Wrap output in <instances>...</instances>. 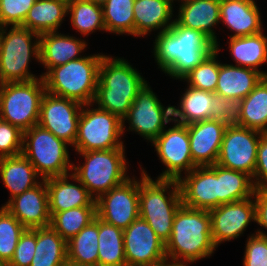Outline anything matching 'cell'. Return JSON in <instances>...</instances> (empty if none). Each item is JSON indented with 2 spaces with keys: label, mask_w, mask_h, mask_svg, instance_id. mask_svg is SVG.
<instances>
[{
  "label": "cell",
  "mask_w": 267,
  "mask_h": 266,
  "mask_svg": "<svg viewBox=\"0 0 267 266\" xmlns=\"http://www.w3.org/2000/svg\"><path fill=\"white\" fill-rule=\"evenodd\" d=\"M252 181L255 189H267V133H262L258 143L257 161Z\"/></svg>",
  "instance_id": "cell-46"
},
{
  "label": "cell",
  "mask_w": 267,
  "mask_h": 266,
  "mask_svg": "<svg viewBox=\"0 0 267 266\" xmlns=\"http://www.w3.org/2000/svg\"><path fill=\"white\" fill-rule=\"evenodd\" d=\"M227 126L213 119L187 125L190 151L196 167L212 166L217 163Z\"/></svg>",
  "instance_id": "cell-20"
},
{
  "label": "cell",
  "mask_w": 267,
  "mask_h": 266,
  "mask_svg": "<svg viewBox=\"0 0 267 266\" xmlns=\"http://www.w3.org/2000/svg\"><path fill=\"white\" fill-rule=\"evenodd\" d=\"M218 44L215 49L194 69H192L181 80L195 89L215 93L218 84L220 61L217 60L219 51Z\"/></svg>",
  "instance_id": "cell-39"
},
{
  "label": "cell",
  "mask_w": 267,
  "mask_h": 266,
  "mask_svg": "<svg viewBox=\"0 0 267 266\" xmlns=\"http://www.w3.org/2000/svg\"><path fill=\"white\" fill-rule=\"evenodd\" d=\"M4 27L5 26L0 24V46H1V39H2V35H3Z\"/></svg>",
  "instance_id": "cell-51"
},
{
  "label": "cell",
  "mask_w": 267,
  "mask_h": 266,
  "mask_svg": "<svg viewBox=\"0 0 267 266\" xmlns=\"http://www.w3.org/2000/svg\"><path fill=\"white\" fill-rule=\"evenodd\" d=\"M68 7L56 0H36L29 10L23 24L24 28L41 35L47 32H58L64 18L68 15Z\"/></svg>",
  "instance_id": "cell-30"
},
{
  "label": "cell",
  "mask_w": 267,
  "mask_h": 266,
  "mask_svg": "<svg viewBox=\"0 0 267 266\" xmlns=\"http://www.w3.org/2000/svg\"><path fill=\"white\" fill-rule=\"evenodd\" d=\"M67 260L72 266H98V217L67 242Z\"/></svg>",
  "instance_id": "cell-31"
},
{
  "label": "cell",
  "mask_w": 267,
  "mask_h": 266,
  "mask_svg": "<svg viewBox=\"0 0 267 266\" xmlns=\"http://www.w3.org/2000/svg\"><path fill=\"white\" fill-rule=\"evenodd\" d=\"M262 132L239 126L228 125L219 155L218 165L240 171L253 178L258 152V143Z\"/></svg>",
  "instance_id": "cell-13"
},
{
  "label": "cell",
  "mask_w": 267,
  "mask_h": 266,
  "mask_svg": "<svg viewBox=\"0 0 267 266\" xmlns=\"http://www.w3.org/2000/svg\"><path fill=\"white\" fill-rule=\"evenodd\" d=\"M4 121V118L2 117L1 115V112H0V124Z\"/></svg>",
  "instance_id": "cell-52"
},
{
  "label": "cell",
  "mask_w": 267,
  "mask_h": 266,
  "mask_svg": "<svg viewBox=\"0 0 267 266\" xmlns=\"http://www.w3.org/2000/svg\"><path fill=\"white\" fill-rule=\"evenodd\" d=\"M44 180L46 181L48 191L49 213L51 217L57 212L73 208L96 206L95 199L72 173ZM71 180L75 184L69 182Z\"/></svg>",
  "instance_id": "cell-21"
},
{
  "label": "cell",
  "mask_w": 267,
  "mask_h": 266,
  "mask_svg": "<svg viewBox=\"0 0 267 266\" xmlns=\"http://www.w3.org/2000/svg\"><path fill=\"white\" fill-rule=\"evenodd\" d=\"M241 115L239 100L224 98L215 94L211 103L210 119L225 123L226 125L238 124Z\"/></svg>",
  "instance_id": "cell-42"
},
{
  "label": "cell",
  "mask_w": 267,
  "mask_h": 266,
  "mask_svg": "<svg viewBox=\"0 0 267 266\" xmlns=\"http://www.w3.org/2000/svg\"><path fill=\"white\" fill-rule=\"evenodd\" d=\"M253 198L255 203V223L267 230V189H255ZM255 232L267 237V233L264 230L257 229Z\"/></svg>",
  "instance_id": "cell-47"
},
{
  "label": "cell",
  "mask_w": 267,
  "mask_h": 266,
  "mask_svg": "<svg viewBox=\"0 0 267 266\" xmlns=\"http://www.w3.org/2000/svg\"><path fill=\"white\" fill-rule=\"evenodd\" d=\"M264 76L251 68L220 63L215 94L241 101Z\"/></svg>",
  "instance_id": "cell-26"
},
{
  "label": "cell",
  "mask_w": 267,
  "mask_h": 266,
  "mask_svg": "<svg viewBox=\"0 0 267 266\" xmlns=\"http://www.w3.org/2000/svg\"><path fill=\"white\" fill-rule=\"evenodd\" d=\"M219 206L245 200L253 196L255 187L252 178L240 171L218 165Z\"/></svg>",
  "instance_id": "cell-35"
},
{
  "label": "cell",
  "mask_w": 267,
  "mask_h": 266,
  "mask_svg": "<svg viewBox=\"0 0 267 266\" xmlns=\"http://www.w3.org/2000/svg\"><path fill=\"white\" fill-rule=\"evenodd\" d=\"M36 247V228L26 229L20 236L13 257L7 266H30Z\"/></svg>",
  "instance_id": "cell-45"
},
{
  "label": "cell",
  "mask_w": 267,
  "mask_h": 266,
  "mask_svg": "<svg viewBox=\"0 0 267 266\" xmlns=\"http://www.w3.org/2000/svg\"><path fill=\"white\" fill-rule=\"evenodd\" d=\"M103 56L102 53L83 56L51 68L43 76L46 92L82 104L93 103Z\"/></svg>",
  "instance_id": "cell-5"
},
{
  "label": "cell",
  "mask_w": 267,
  "mask_h": 266,
  "mask_svg": "<svg viewBox=\"0 0 267 266\" xmlns=\"http://www.w3.org/2000/svg\"><path fill=\"white\" fill-rule=\"evenodd\" d=\"M95 203L99 219L124 230L139 217V180L132 176L99 196Z\"/></svg>",
  "instance_id": "cell-14"
},
{
  "label": "cell",
  "mask_w": 267,
  "mask_h": 266,
  "mask_svg": "<svg viewBox=\"0 0 267 266\" xmlns=\"http://www.w3.org/2000/svg\"><path fill=\"white\" fill-rule=\"evenodd\" d=\"M70 23L83 36L105 31L102 6L87 0H76L68 6Z\"/></svg>",
  "instance_id": "cell-36"
},
{
  "label": "cell",
  "mask_w": 267,
  "mask_h": 266,
  "mask_svg": "<svg viewBox=\"0 0 267 266\" xmlns=\"http://www.w3.org/2000/svg\"><path fill=\"white\" fill-rule=\"evenodd\" d=\"M146 83L147 80L128 60L104 55L99 65V79L93 104L122 120Z\"/></svg>",
  "instance_id": "cell-3"
},
{
  "label": "cell",
  "mask_w": 267,
  "mask_h": 266,
  "mask_svg": "<svg viewBox=\"0 0 267 266\" xmlns=\"http://www.w3.org/2000/svg\"><path fill=\"white\" fill-rule=\"evenodd\" d=\"M56 1L63 3L68 7L69 5H71L76 0H56Z\"/></svg>",
  "instance_id": "cell-49"
},
{
  "label": "cell",
  "mask_w": 267,
  "mask_h": 266,
  "mask_svg": "<svg viewBox=\"0 0 267 266\" xmlns=\"http://www.w3.org/2000/svg\"><path fill=\"white\" fill-rule=\"evenodd\" d=\"M243 266H267V237L256 232L248 236Z\"/></svg>",
  "instance_id": "cell-44"
},
{
  "label": "cell",
  "mask_w": 267,
  "mask_h": 266,
  "mask_svg": "<svg viewBox=\"0 0 267 266\" xmlns=\"http://www.w3.org/2000/svg\"><path fill=\"white\" fill-rule=\"evenodd\" d=\"M23 131L9 122L0 124V158L22 154Z\"/></svg>",
  "instance_id": "cell-43"
},
{
  "label": "cell",
  "mask_w": 267,
  "mask_h": 266,
  "mask_svg": "<svg viewBox=\"0 0 267 266\" xmlns=\"http://www.w3.org/2000/svg\"><path fill=\"white\" fill-rule=\"evenodd\" d=\"M220 1L182 0L175 20L181 26L201 31L217 46L219 42L214 27L220 24Z\"/></svg>",
  "instance_id": "cell-24"
},
{
  "label": "cell",
  "mask_w": 267,
  "mask_h": 266,
  "mask_svg": "<svg viewBox=\"0 0 267 266\" xmlns=\"http://www.w3.org/2000/svg\"><path fill=\"white\" fill-rule=\"evenodd\" d=\"M260 14L255 0L220 1V22L233 32L230 37L251 36L264 31Z\"/></svg>",
  "instance_id": "cell-22"
},
{
  "label": "cell",
  "mask_w": 267,
  "mask_h": 266,
  "mask_svg": "<svg viewBox=\"0 0 267 266\" xmlns=\"http://www.w3.org/2000/svg\"><path fill=\"white\" fill-rule=\"evenodd\" d=\"M135 0H107L102 5L106 32L134 37L133 5Z\"/></svg>",
  "instance_id": "cell-37"
},
{
  "label": "cell",
  "mask_w": 267,
  "mask_h": 266,
  "mask_svg": "<svg viewBox=\"0 0 267 266\" xmlns=\"http://www.w3.org/2000/svg\"><path fill=\"white\" fill-rule=\"evenodd\" d=\"M26 229L50 226L48 191L42 180L34 188L2 204Z\"/></svg>",
  "instance_id": "cell-19"
},
{
  "label": "cell",
  "mask_w": 267,
  "mask_h": 266,
  "mask_svg": "<svg viewBox=\"0 0 267 266\" xmlns=\"http://www.w3.org/2000/svg\"><path fill=\"white\" fill-rule=\"evenodd\" d=\"M83 104L78 122V133L73 145L75 152L125 148L121 137L122 120L105 110ZM85 107V108H84Z\"/></svg>",
  "instance_id": "cell-10"
},
{
  "label": "cell",
  "mask_w": 267,
  "mask_h": 266,
  "mask_svg": "<svg viewBox=\"0 0 267 266\" xmlns=\"http://www.w3.org/2000/svg\"><path fill=\"white\" fill-rule=\"evenodd\" d=\"M180 105L173 106V122L188 125L210 119L211 103L215 93L187 86Z\"/></svg>",
  "instance_id": "cell-32"
},
{
  "label": "cell",
  "mask_w": 267,
  "mask_h": 266,
  "mask_svg": "<svg viewBox=\"0 0 267 266\" xmlns=\"http://www.w3.org/2000/svg\"><path fill=\"white\" fill-rule=\"evenodd\" d=\"M95 217L96 206H82L55 213L51 217L50 226L68 242Z\"/></svg>",
  "instance_id": "cell-38"
},
{
  "label": "cell",
  "mask_w": 267,
  "mask_h": 266,
  "mask_svg": "<svg viewBox=\"0 0 267 266\" xmlns=\"http://www.w3.org/2000/svg\"><path fill=\"white\" fill-rule=\"evenodd\" d=\"M172 107L163 106L156 93L146 83L138 92L127 115L122 119L123 135L127 120L130 131L152 142L163 132L168 123H173Z\"/></svg>",
  "instance_id": "cell-11"
},
{
  "label": "cell",
  "mask_w": 267,
  "mask_h": 266,
  "mask_svg": "<svg viewBox=\"0 0 267 266\" xmlns=\"http://www.w3.org/2000/svg\"><path fill=\"white\" fill-rule=\"evenodd\" d=\"M98 266H127L123 229L98 218Z\"/></svg>",
  "instance_id": "cell-34"
},
{
  "label": "cell",
  "mask_w": 267,
  "mask_h": 266,
  "mask_svg": "<svg viewBox=\"0 0 267 266\" xmlns=\"http://www.w3.org/2000/svg\"><path fill=\"white\" fill-rule=\"evenodd\" d=\"M123 242L127 266L150 264L166 257L165 243L140 217L123 230Z\"/></svg>",
  "instance_id": "cell-18"
},
{
  "label": "cell",
  "mask_w": 267,
  "mask_h": 266,
  "mask_svg": "<svg viewBox=\"0 0 267 266\" xmlns=\"http://www.w3.org/2000/svg\"><path fill=\"white\" fill-rule=\"evenodd\" d=\"M171 0H135L133 5L134 36L144 37L153 31L168 30L173 24Z\"/></svg>",
  "instance_id": "cell-25"
},
{
  "label": "cell",
  "mask_w": 267,
  "mask_h": 266,
  "mask_svg": "<svg viewBox=\"0 0 267 266\" xmlns=\"http://www.w3.org/2000/svg\"><path fill=\"white\" fill-rule=\"evenodd\" d=\"M138 266H181L177 262L173 261L171 258L165 257L160 261L145 264V265H138Z\"/></svg>",
  "instance_id": "cell-48"
},
{
  "label": "cell",
  "mask_w": 267,
  "mask_h": 266,
  "mask_svg": "<svg viewBox=\"0 0 267 266\" xmlns=\"http://www.w3.org/2000/svg\"><path fill=\"white\" fill-rule=\"evenodd\" d=\"M153 42L158 68L173 79H181L198 66L214 49V43L201 31L181 26L176 20Z\"/></svg>",
  "instance_id": "cell-1"
},
{
  "label": "cell",
  "mask_w": 267,
  "mask_h": 266,
  "mask_svg": "<svg viewBox=\"0 0 267 266\" xmlns=\"http://www.w3.org/2000/svg\"><path fill=\"white\" fill-rule=\"evenodd\" d=\"M26 228L4 207H0V261L6 265L13 257Z\"/></svg>",
  "instance_id": "cell-40"
},
{
  "label": "cell",
  "mask_w": 267,
  "mask_h": 266,
  "mask_svg": "<svg viewBox=\"0 0 267 266\" xmlns=\"http://www.w3.org/2000/svg\"><path fill=\"white\" fill-rule=\"evenodd\" d=\"M208 210L181 206L175 214L172 232L165 244L166 257L181 266L209 258L216 250Z\"/></svg>",
  "instance_id": "cell-2"
},
{
  "label": "cell",
  "mask_w": 267,
  "mask_h": 266,
  "mask_svg": "<svg viewBox=\"0 0 267 266\" xmlns=\"http://www.w3.org/2000/svg\"><path fill=\"white\" fill-rule=\"evenodd\" d=\"M174 126L164 129L163 132L151 143L159 160L166 169L158 176V179L179 180L184 174L196 168L191 151L188 127L174 122Z\"/></svg>",
  "instance_id": "cell-12"
},
{
  "label": "cell",
  "mask_w": 267,
  "mask_h": 266,
  "mask_svg": "<svg viewBox=\"0 0 267 266\" xmlns=\"http://www.w3.org/2000/svg\"><path fill=\"white\" fill-rule=\"evenodd\" d=\"M173 3H174V1H176V0H171ZM178 1V3H180V1H182V0H177Z\"/></svg>",
  "instance_id": "cell-54"
},
{
  "label": "cell",
  "mask_w": 267,
  "mask_h": 266,
  "mask_svg": "<svg viewBox=\"0 0 267 266\" xmlns=\"http://www.w3.org/2000/svg\"><path fill=\"white\" fill-rule=\"evenodd\" d=\"M140 169L139 217L144 219L166 244L171 236L175 214L183 205L178 180H154L143 167Z\"/></svg>",
  "instance_id": "cell-4"
},
{
  "label": "cell",
  "mask_w": 267,
  "mask_h": 266,
  "mask_svg": "<svg viewBox=\"0 0 267 266\" xmlns=\"http://www.w3.org/2000/svg\"><path fill=\"white\" fill-rule=\"evenodd\" d=\"M36 0H0V24L21 26Z\"/></svg>",
  "instance_id": "cell-41"
},
{
  "label": "cell",
  "mask_w": 267,
  "mask_h": 266,
  "mask_svg": "<svg viewBox=\"0 0 267 266\" xmlns=\"http://www.w3.org/2000/svg\"><path fill=\"white\" fill-rule=\"evenodd\" d=\"M68 145L38 124L23 131L22 154L43 180L72 172Z\"/></svg>",
  "instance_id": "cell-8"
},
{
  "label": "cell",
  "mask_w": 267,
  "mask_h": 266,
  "mask_svg": "<svg viewBox=\"0 0 267 266\" xmlns=\"http://www.w3.org/2000/svg\"><path fill=\"white\" fill-rule=\"evenodd\" d=\"M45 93V82L41 76L28 82L0 84V112L4 121L22 131L37 125Z\"/></svg>",
  "instance_id": "cell-9"
},
{
  "label": "cell",
  "mask_w": 267,
  "mask_h": 266,
  "mask_svg": "<svg viewBox=\"0 0 267 266\" xmlns=\"http://www.w3.org/2000/svg\"><path fill=\"white\" fill-rule=\"evenodd\" d=\"M211 235L216 247L223 242L237 239L248 225L256 221L253 196L245 200L222 204L209 210Z\"/></svg>",
  "instance_id": "cell-16"
},
{
  "label": "cell",
  "mask_w": 267,
  "mask_h": 266,
  "mask_svg": "<svg viewBox=\"0 0 267 266\" xmlns=\"http://www.w3.org/2000/svg\"><path fill=\"white\" fill-rule=\"evenodd\" d=\"M39 63L46 68L43 77L51 68L64 65L71 60L83 57L80 55L87 48V42L75 36L59 32H47L40 35Z\"/></svg>",
  "instance_id": "cell-23"
},
{
  "label": "cell",
  "mask_w": 267,
  "mask_h": 266,
  "mask_svg": "<svg viewBox=\"0 0 267 266\" xmlns=\"http://www.w3.org/2000/svg\"><path fill=\"white\" fill-rule=\"evenodd\" d=\"M178 183L183 206L208 211L219 206L218 164L196 167Z\"/></svg>",
  "instance_id": "cell-17"
},
{
  "label": "cell",
  "mask_w": 267,
  "mask_h": 266,
  "mask_svg": "<svg viewBox=\"0 0 267 266\" xmlns=\"http://www.w3.org/2000/svg\"><path fill=\"white\" fill-rule=\"evenodd\" d=\"M7 28L4 27L0 46V84L37 79L29 71V63L32 58L39 62L40 35L22 26Z\"/></svg>",
  "instance_id": "cell-7"
},
{
  "label": "cell",
  "mask_w": 267,
  "mask_h": 266,
  "mask_svg": "<svg viewBox=\"0 0 267 266\" xmlns=\"http://www.w3.org/2000/svg\"><path fill=\"white\" fill-rule=\"evenodd\" d=\"M67 265V242L51 226L36 228V247L30 266Z\"/></svg>",
  "instance_id": "cell-29"
},
{
  "label": "cell",
  "mask_w": 267,
  "mask_h": 266,
  "mask_svg": "<svg viewBox=\"0 0 267 266\" xmlns=\"http://www.w3.org/2000/svg\"><path fill=\"white\" fill-rule=\"evenodd\" d=\"M229 38L228 48L235 65L254 69L267 77V72L259 69L263 64H267V36L264 32Z\"/></svg>",
  "instance_id": "cell-28"
},
{
  "label": "cell",
  "mask_w": 267,
  "mask_h": 266,
  "mask_svg": "<svg viewBox=\"0 0 267 266\" xmlns=\"http://www.w3.org/2000/svg\"><path fill=\"white\" fill-rule=\"evenodd\" d=\"M83 104L46 92L41 101L38 125L73 147Z\"/></svg>",
  "instance_id": "cell-15"
},
{
  "label": "cell",
  "mask_w": 267,
  "mask_h": 266,
  "mask_svg": "<svg viewBox=\"0 0 267 266\" xmlns=\"http://www.w3.org/2000/svg\"><path fill=\"white\" fill-rule=\"evenodd\" d=\"M87 1L99 4L102 6L107 0H87Z\"/></svg>",
  "instance_id": "cell-50"
},
{
  "label": "cell",
  "mask_w": 267,
  "mask_h": 266,
  "mask_svg": "<svg viewBox=\"0 0 267 266\" xmlns=\"http://www.w3.org/2000/svg\"><path fill=\"white\" fill-rule=\"evenodd\" d=\"M240 104L237 125L267 133V77H263Z\"/></svg>",
  "instance_id": "cell-33"
},
{
  "label": "cell",
  "mask_w": 267,
  "mask_h": 266,
  "mask_svg": "<svg viewBox=\"0 0 267 266\" xmlns=\"http://www.w3.org/2000/svg\"><path fill=\"white\" fill-rule=\"evenodd\" d=\"M0 266H7V265L3 263L2 261H0Z\"/></svg>",
  "instance_id": "cell-53"
},
{
  "label": "cell",
  "mask_w": 267,
  "mask_h": 266,
  "mask_svg": "<svg viewBox=\"0 0 267 266\" xmlns=\"http://www.w3.org/2000/svg\"><path fill=\"white\" fill-rule=\"evenodd\" d=\"M78 154L83 157L84 163L77 166L73 164L72 174L95 200L131 177L127 175L129 162L125 156V148L92 150Z\"/></svg>",
  "instance_id": "cell-6"
},
{
  "label": "cell",
  "mask_w": 267,
  "mask_h": 266,
  "mask_svg": "<svg viewBox=\"0 0 267 266\" xmlns=\"http://www.w3.org/2000/svg\"><path fill=\"white\" fill-rule=\"evenodd\" d=\"M0 177L10 192V199L34 188L43 180L23 154L0 158Z\"/></svg>",
  "instance_id": "cell-27"
}]
</instances>
